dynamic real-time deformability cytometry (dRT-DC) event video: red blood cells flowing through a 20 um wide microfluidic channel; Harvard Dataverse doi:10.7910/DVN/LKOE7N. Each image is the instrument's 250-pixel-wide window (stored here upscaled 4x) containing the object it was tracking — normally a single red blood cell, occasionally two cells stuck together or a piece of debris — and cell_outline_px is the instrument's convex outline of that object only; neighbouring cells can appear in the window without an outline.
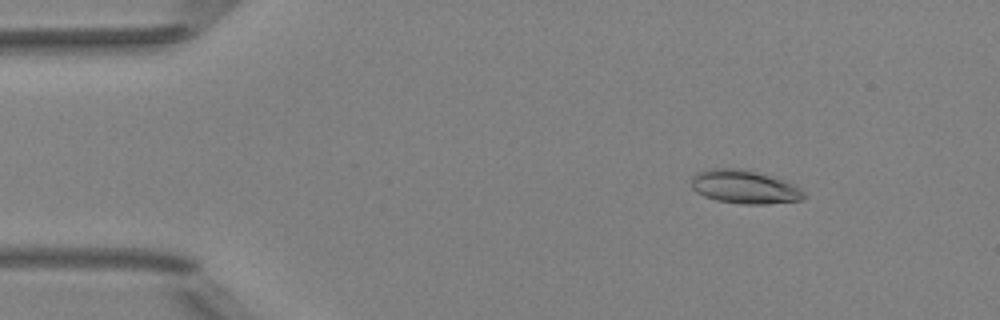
{"species": "Egyptian fruit bat (a non-hibernating species)", "species_latin": "Rousettus aegyptiacus", "temperature_condition": "room temperature", "stored_images_in_passage": 50, "camera_frame_rate_fps": 3000, "um_per_image_px": 0.085, "animal": {"sex": "female"}, "frame": {"image": 1, "passage_image": 6, "time_ms": 1.667, "image_size_px": [1000, 320], "cell_outline_px": [[808, 196], [804, 200], [768, 204], [744, 204], [716, 200], [704, 196], [696, 192], [692, 188], [692, 176], [696, 172], [712, 168], [744, 168], [784, 180], [800, 188]], "centroid_in_image_um": [63.3, 15.88], "position_along_channel_um": 21.7, "area_um2": 22.2}}
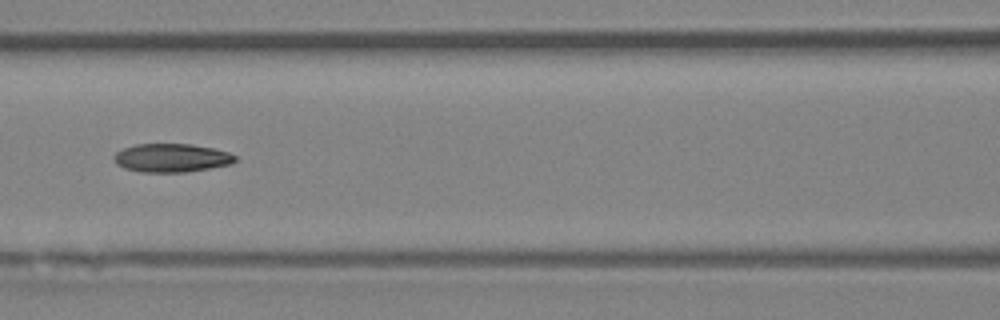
{"frame": {"image": 2, "passage_image": 22, "time_ms": 7.0, "image_size_px": [1000, 320], "cell_outline_px": [[236, 160], [232, 164], [188, 172], [140, 172], [124, 168], [116, 164], [112, 156], [116, 152], [124, 148], [136, 144], [192, 144], [212, 148], [228, 152], [236, 156]], "centroid_in_image_um": [14.57, 13.42], "position_along_channel_um": 152.0, "area_um2": 20.23}}
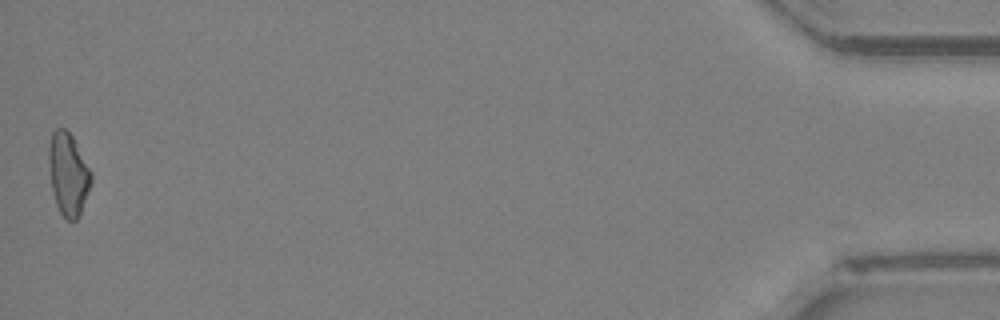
{"frame": {"image": 3, "passage_image": 50, "time_ms": 16.333, "image_size_px": [1000, 320], "cell_outline_px": [[92, 184], [80, 216], [76, 220], [68, 220], [60, 212], [56, 204], [52, 188], [48, 164], [48, 144], [52, 132], [56, 128], [64, 128], [72, 136], [92, 172]], "centroid_in_image_um": [5.81, 14.8], "position_along_channel_um": 429.4, "area_um2": 20.58}, "authors_computed_cell_mechanics": {"area_um2": 20.0566, "velocity_mm_per_s": 4.0193, "shape_relaxation_time_tau1_ms": 5.7731, "shape_relaxation_time_tau2_ms": null, "deformation_change_tau1": 0.1684, "deformation_change_tau2": null}}